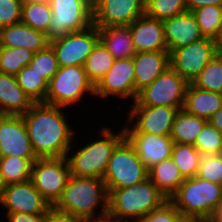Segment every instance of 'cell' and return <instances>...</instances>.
<instances>
[{
	"instance_id": "cell-1",
	"label": "cell",
	"mask_w": 222,
	"mask_h": 222,
	"mask_svg": "<svg viewBox=\"0 0 222 222\" xmlns=\"http://www.w3.org/2000/svg\"><path fill=\"white\" fill-rule=\"evenodd\" d=\"M64 108L35 103L22 115L33 151L38 158L66 157L77 133L69 125ZM75 141V142H73Z\"/></svg>"
},
{
	"instance_id": "cell-2",
	"label": "cell",
	"mask_w": 222,
	"mask_h": 222,
	"mask_svg": "<svg viewBox=\"0 0 222 222\" xmlns=\"http://www.w3.org/2000/svg\"><path fill=\"white\" fill-rule=\"evenodd\" d=\"M108 197L106 183L102 178L70 175L54 207L88 220L108 212Z\"/></svg>"
},
{
	"instance_id": "cell-3",
	"label": "cell",
	"mask_w": 222,
	"mask_h": 222,
	"mask_svg": "<svg viewBox=\"0 0 222 222\" xmlns=\"http://www.w3.org/2000/svg\"><path fill=\"white\" fill-rule=\"evenodd\" d=\"M99 132L97 134L98 140L90 139L89 143L84 144L75 152L73 151L74 144H72L66 155L70 175L103 179L112 153L125 138V133L123 128L115 133L111 127L106 126L102 127ZM71 151L74 154H71Z\"/></svg>"
},
{
	"instance_id": "cell-4",
	"label": "cell",
	"mask_w": 222,
	"mask_h": 222,
	"mask_svg": "<svg viewBox=\"0 0 222 222\" xmlns=\"http://www.w3.org/2000/svg\"><path fill=\"white\" fill-rule=\"evenodd\" d=\"M167 201L148 177L144 181L109 192L108 212L126 222H136Z\"/></svg>"
},
{
	"instance_id": "cell-5",
	"label": "cell",
	"mask_w": 222,
	"mask_h": 222,
	"mask_svg": "<svg viewBox=\"0 0 222 222\" xmlns=\"http://www.w3.org/2000/svg\"><path fill=\"white\" fill-rule=\"evenodd\" d=\"M169 201L191 222H206L222 201V185L186 178Z\"/></svg>"
},
{
	"instance_id": "cell-6",
	"label": "cell",
	"mask_w": 222,
	"mask_h": 222,
	"mask_svg": "<svg viewBox=\"0 0 222 222\" xmlns=\"http://www.w3.org/2000/svg\"><path fill=\"white\" fill-rule=\"evenodd\" d=\"M88 92L95 96V86L88 79L84 66L59 67L49 82L44 104L68 108L82 102Z\"/></svg>"
},
{
	"instance_id": "cell-7",
	"label": "cell",
	"mask_w": 222,
	"mask_h": 222,
	"mask_svg": "<svg viewBox=\"0 0 222 222\" xmlns=\"http://www.w3.org/2000/svg\"><path fill=\"white\" fill-rule=\"evenodd\" d=\"M148 178V169L133 146L124 138L114 149L103 176L108 193L113 189L133 186Z\"/></svg>"
},
{
	"instance_id": "cell-8",
	"label": "cell",
	"mask_w": 222,
	"mask_h": 222,
	"mask_svg": "<svg viewBox=\"0 0 222 222\" xmlns=\"http://www.w3.org/2000/svg\"><path fill=\"white\" fill-rule=\"evenodd\" d=\"M49 4L52 10L46 35L49 41L93 25L92 0H49Z\"/></svg>"
},
{
	"instance_id": "cell-9",
	"label": "cell",
	"mask_w": 222,
	"mask_h": 222,
	"mask_svg": "<svg viewBox=\"0 0 222 222\" xmlns=\"http://www.w3.org/2000/svg\"><path fill=\"white\" fill-rule=\"evenodd\" d=\"M188 84L169 66L150 85L138 92L137 98L131 106L183 108Z\"/></svg>"
},
{
	"instance_id": "cell-10",
	"label": "cell",
	"mask_w": 222,
	"mask_h": 222,
	"mask_svg": "<svg viewBox=\"0 0 222 222\" xmlns=\"http://www.w3.org/2000/svg\"><path fill=\"white\" fill-rule=\"evenodd\" d=\"M69 177L70 168L66 157L38 158L31 165V180L51 206L61 198Z\"/></svg>"
},
{
	"instance_id": "cell-11",
	"label": "cell",
	"mask_w": 222,
	"mask_h": 222,
	"mask_svg": "<svg viewBox=\"0 0 222 222\" xmlns=\"http://www.w3.org/2000/svg\"><path fill=\"white\" fill-rule=\"evenodd\" d=\"M218 42L202 38L169 53L170 66L188 83H192L218 54Z\"/></svg>"
},
{
	"instance_id": "cell-12",
	"label": "cell",
	"mask_w": 222,
	"mask_h": 222,
	"mask_svg": "<svg viewBox=\"0 0 222 222\" xmlns=\"http://www.w3.org/2000/svg\"><path fill=\"white\" fill-rule=\"evenodd\" d=\"M99 42V31L95 25L70 32L49 42L55 52L59 67L84 66L87 57Z\"/></svg>"
},
{
	"instance_id": "cell-13",
	"label": "cell",
	"mask_w": 222,
	"mask_h": 222,
	"mask_svg": "<svg viewBox=\"0 0 222 222\" xmlns=\"http://www.w3.org/2000/svg\"><path fill=\"white\" fill-rule=\"evenodd\" d=\"M179 109L167 106H131L127 113L124 133L170 135ZM132 123V124H131Z\"/></svg>"
},
{
	"instance_id": "cell-14",
	"label": "cell",
	"mask_w": 222,
	"mask_h": 222,
	"mask_svg": "<svg viewBox=\"0 0 222 222\" xmlns=\"http://www.w3.org/2000/svg\"><path fill=\"white\" fill-rule=\"evenodd\" d=\"M135 67L133 58L115 59L114 64L95 85V96L107 99L118 97L136 100L138 93L135 90ZM114 96V97H113Z\"/></svg>"
},
{
	"instance_id": "cell-15",
	"label": "cell",
	"mask_w": 222,
	"mask_h": 222,
	"mask_svg": "<svg viewBox=\"0 0 222 222\" xmlns=\"http://www.w3.org/2000/svg\"><path fill=\"white\" fill-rule=\"evenodd\" d=\"M93 25L129 26L145 14L146 0H92Z\"/></svg>"
},
{
	"instance_id": "cell-16",
	"label": "cell",
	"mask_w": 222,
	"mask_h": 222,
	"mask_svg": "<svg viewBox=\"0 0 222 222\" xmlns=\"http://www.w3.org/2000/svg\"><path fill=\"white\" fill-rule=\"evenodd\" d=\"M18 156L31 163L35 155L22 116L0 115V157Z\"/></svg>"
},
{
	"instance_id": "cell-17",
	"label": "cell",
	"mask_w": 222,
	"mask_h": 222,
	"mask_svg": "<svg viewBox=\"0 0 222 222\" xmlns=\"http://www.w3.org/2000/svg\"><path fill=\"white\" fill-rule=\"evenodd\" d=\"M1 208L6 213L46 214L51 205L35 188L31 179L4 186Z\"/></svg>"
},
{
	"instance_id": "cell-18",
	"label": "cell",
	"mask_w": 222,
	"mask_h": 222,
	"mask_svg": "<svg viewBox=\"0 0 222 222\" xmlns=\"http://www.w3.org/2000/svg\"><path fill=\"white\" fill-rule=\"evenodd\" d=\"M125 138L148 170L159 162L171 158L174 141L170 135L125 133Z\"/></svg>"
},
{
	"instance_id": "cell-19",
	"label": "cell",
	"mask_w": 222,
	"mask_h": 222,
	"mask_svg": "<svg viewBox=\"0 0 222 222\" xmlns=\"http://www.w3.org/2000/svg\"><path fill=\"white\" fill-rule=\"evenodd\" d=\"M136 52L167 50L164 24L146 13L129 25Z\"/></svg>"
},
{
	"instance_id": "cell-20",
	"label": "cell",
	"mask_w": 222,
	"mask_h": 222,
	"mask_svg": "<svg viewBox=\"0 0 222 222\" xmlns=\"http://www.w3.org/2000/svg\"><path fill=\"white\" fill-rule=\"evenodd\" d=\"M163 24L169 53L203 38L192 12H183L163 21Z\"/></svg>"
},
{
	"instance_id": "cell-21",
	"label": "cell",
	"mask_w": 222,
	"mask_h": 222,
	"mask_svg": "<svg viewBox=\"0 0 222 222\" xmlns=\"http://www.w3.org/2000/svg\"><path fill=\"white\" fill-rule=\"evenodd\" d=\"M133 61L135 67V90L137 93L150 85L170 66L169 52L167 50L136 52Z\"/></svg>"
},
{
	"instance_id": "cell-22",
	"label": "cell",
	"mask_w": 222,
	"mask_h": 222,
	"mask_svg": "<svg viewBox=\"0 0 222 222\" xmlns=\"http://www.w3.org/2000/svg\"><path fill=\"white\" fill-rule=\"evenodd\" d=\"M44 32L33 29L22 22L0 28V46L27 48L34 53L49 46Z\"/></svg>"
},
{
	"instance_id": "cell-23",
	"label": "cell",
	"mask_w": 222,
	"mask_h": 222,
	"mask_svg": "<svg viewBox=\"0 0 222 222\" xmlns=\"http://www.w3.org/2000/svg\"><path fill=\"white\" fill-rule=\"evenodd\" d=\"M34 104L14 75L0 73V115L22 116Z\"/></svg>"
},
{
	"instance_id": "cell-24",
	"label": "cell",
	"mask_w": 222,
	"mask_h": 222,
	"mask_svg": "<svg viewBox=\"0 0 222 222\" xmlns=\"http://www.w3.org/2000/svg\"><path fill=\"white\" fill-rule=\"evenodd\" d=\"M222 107V93L207 91L189 83L183 109L197 117L209 120Z\"/></svg>"
},
{
	"instance_id": "cell-25",
	"label": "cell",
	"mask_w": 222,
	"mask_h": 222,
	"mask_svg": "<svg viewBox=\"0 0 222 222\" xmlns=\"http://www.w3.org/2000/svg\"><path fill=\"white\" fill-rule=\"evenodd\" d=\"M99 41L115 59L133 58L136 54L129 26L98 28Z\"/></svg>"
},
{
	"instance_id": "cell-26",
	"label": "cell",
	"mask_w": 222,
	"mask_h": 222,
	"mask_svg": "<svg viewBox=\"0 0 222 222\" xmlns=\"http://www.w3.org/2000/svg\"><path fill=\"white\" fill-rule=\"evenodd\" d=\"M148 177L158 190L169 200L184 182L179 168L173 160L159 162L148 170Z\"/></svg>"
},
{
	"instance_id": "cell-27",
	"label": "cell",
	"mask_w": 222,
	"mask_h": 222,
	"mask_svg": "<svg viewBox=\"0 0 222 222\" xmlns=\"http://www.w3.org/2000/svg\"><path fill=\"white\" fill-rule=\"evenodd\" d=\"M208 120L179 109L174 118L170 137L174 143L194 145L199 133L203 130Z\"/></svg>"
},
{
	"instance_id": "cell-28",
	"label": "cell",
	"mask_w": 222,
	"mask_h": 222,
	"mask_svg": "<svg viewBox=\"0 0 222 222\" xmlns=\"http://www.w3.org/2000/svg\"><path fill=\"white\" fill-rule=\"evenodd\" d=\"M203 38L218 42L222 33V7L207 5L193 12Z\"/></svg>"
},
{
	"instance_id": "cell-29",
	"label": "cell",
	"mask_w": 222,
	"mask_h": 222,
	"mask_svg": "<svg viewBox=\"0 0 222 222\" xmlns=\"http://www.w3.org/2000/svg\"><path fill=\"white\" fill-rule=\"evenodd\" d=\"M32 163L22 157H0V177L4 186L31 179Z\"/></svg>"
},
{
	"instance_id": "cell-30",
	"label": "cell",
	"mask_w": 222,
	"mask_h": 222,
	"mask_svg": "<svg viewBox=\"0 0 222 222\" xmlns=\"http://www.w3.org/2000/svg\"><path fill=\"white\" fill-rule=\"evenodd\" d=\"M201 153L194 145L174 143L171 159L184 179L197 176Z\"/></svg>"
},
{
	"instance_id": "cell-31",
	"label": "cell",
	"mask_w": 222,
	"mask_h": 222,
	"mask_svg": "<svg viewBox=\"0 0 222 222\" xmlns=\"http://www.w3.org/2000/svg\"><path fill=\"white\" fill-rule=\"evenodd\" d=\"M115 58L108 52L106 47L99 41L89 54L84 64V69L88 79L94 86L102 79L111 66Z\"/></svg>"
},
{
	"instance_id": "cell-32",
	"label": "cell",
	"mask_w": 222,
	"mask_h": 222,
	"mask_svg": "<svg viewBox=\"0 0 222 222\" xmlns=\"http://www.w3.org/2000/svg\"><path fill=\"white\" fill-rule=\"evenodd\" d=\"M18 85L34 103H44L49 82L35 72L29 65L23 67L15 76Z\"/></svg>"
},
{
	"instance_id": "cell-33",
	"label": "cell",
	"mask_w": 222,
	"mask_h": 222,
	"mask_svg": "<svg viewBox=\"0 0 222 222\" xmlns=\"http://www.w3.org/2000/svg\"><path fill=\"white\" fill-rule=\"evenodd\" d=\"M52 10L49 2H23L21 22L35 30L44 32L51 22Z\"/></svg>"
},
{
	"instance_id": "cell-34",
	"label": "cell",
	"mask_w": 222,
	"mask_h": 222,
	"mask_svg": "<svg viewBox=\"0 0 222 222\" xmlns=\"http://www.w3.org/2000/svg\"><path fill=\"white\" fill-rule=\"evenodd\" d=\"M34 52L27 48L0 46V73L16 76L33 59Z\"/></svg>"
},
{
	"instance_id": "cell-35",
	"label": "cell",
	"mask_w": 222,
	"mask_h": 222,
	"mask_svg": "<svg viewBox=\"0 0 222 222\" xmlns=\"http://www.w3.org/2000/svg\"><path fill=\"white\" fill-rule=\"evenodd\" d=\"M192 83L200 89L222 93V50H219Z\"/></svg>"
},
{
	"instance_id": "cell-36",
	"label": "cell",
	"mask_w": 222,
	"mask_h": 222,
	"mask_svg": "<svg viewBox=\"0 0 222 222\" xmlns=\"http://www.w3.org/2000/svg\"><path fill=\"white\" fill-rule=\"evenodd\" d=\"M186 11L185 0H146L145 13L159 21H165Z\"/></svg>"
},
{
	"instance_id": "cell-37",
	"label": "cell",
	"mask_w": 222,
	"mask_h": 222,
	"mask_svg": "<svg viewBox=\"0 0 222 222\" xmlns=\"http://www.w3.org/2000/svg\"><path fill=\"white\" fill-rule=\"evenodd\" d=\"M29 66L48 82H50L59 69L55 52L50 45L44 50L34 53Z\"/></svg>"
},
{
	"instance_id": "cell-38",
	"label": "cell",
	"mask_w": 222,
	"mask_h": 222,
	"mask_svg": "<svg viewBox=\"0 0 222 222\" xmlns=\"http://www.w3.org/2000/svg\"><path fill=\"white\" fill-rule=\"evenodd\" d=\"M194 146L201 155L222 154V133L208 122L197 136Z\"/></svg>"
},
{
	"instance_id": "cell-39",
	"label": "cell",
	"mask_w": 222,
	"mask_h": 222,
	"mask_svg": "<svg viewBox=\"0 0 222 222\" xmlns=\"http://www.w3.org/2000/svg\"><path fill=\"white\" fill-rule=\"evenodd\" d=\"M197 177L222 185V154L201 155Z\"/></svg>"
},
{
	"instance_id": "cell-40",
	"label": "cell",
	"mask_w": 222,
	"mask_h": 222,
	"mask_svg": "<svg viewBox=\"0 0 222 222\" xmlns=\"http://www.w3.org/2000/svg\"><path fill=\"white\" fill-rule=\"evenodd\" d=\"M136 222H191L169 200Z\"/></svg>"
},
{
	"instance_id": "cell-41",
	"label": "cell",
	"mask_w": 222,
	"mask_h": 222,
	"mask_svg": "<svg viewBox=\"0 0 222 222\" xmlns=\"http://www.w3.org/2000/svg\"><path fill=\"white\" fill-rule=\"evenodd\" d=\"M22 0H0V28L21 22Z\"/></svg>"
},
{
	"instance_id": "cell-42",
	"label": "cell",
	"mask_w": 222,
	"mask_h": 222,
	"mask_svg": "<svg viewBox=\"0 0 222 222\" xmlns=\"http://www.w3.org/2000/svg\"><path fill=\"white\" fill-rule=\"evenodd\" d=\"M45 222H87V220L71 213L57 210L54 206H51L46 213Z\"/></svg>"
},
{
	"instance_id": "cell-43",
	"label": "cell",
	"mask_w": 222,
	"mask_h": 222,
	"mask_svg": "<svg viewBox=\"0 0 222 222\" xmlns=\"http://www.w3.org/2000/svg\"><path fill=\"white\" fill-rule=\"evenodd\" d=\"M6 222H45L46 214L6 213Z\"/></svg>"
},
{
	"instance_id": "cell-44",
	"label": "cell",
	"mask_w": 222,
	"mask_h": 222,
	"mask_svg": "<svg viewBox=\"0 0 222 222\" xmlns=\"http://www.w3.org/2000/svg\"><path fill=\"white\" fill-rule=\"evenodd\" d=\"M185 3L189 12L207 5L222 7V0H185Z\"/></svg>"
},
{
	"instance_id": "cell-45",
	"label": "cell",
	"mask_w": 222,
	"mask_h": 222,
	"mask_svg": "<svg viewBox=\"0 0 222 222\" xmlns=\"http://www.w3.org/2000/svg\"><path fill=\"white\" fill-rule=\"evenodd\" d=\"M87 222H126V221H123L120 218L115 217L111 213L106 212L104 214L88 219Z\"/></svg>"
},
{
	"instance_id": "cell-46",
	"label": "cell",
	"mask_w": 222,
	"mask_h": 222,
	"mask_svg": "<svg viewBox=\"0 0 222 222\" xmlns=\"http://www.w3.org/2000/svg\"><path fill=\"white\" fill-rule=\"evenodd\" d=\"M208 122L222 133V107L218 109L214 115H212Z\"/></svg>"
},
{
	"instance_id": "cell-47",
	"label": "cell",
	"mask_w": 222,
	"mask_h": 222,
	"mask_svg": "<svg viewBox=\"0 0 222 222\" xmlns=\"http://www.w3.org/2000/svg\"><path fill=\"white\" fill-rule=\"evenodd\" d=\"M206 222H222V201L217 205L213 214Z\"/></svg>"
},
{
	"instance_id": "cell-48",
	"label": "cell",
	"mask_w": 222,
	"mask_h": 222,
	"mask_svg": "<svg viewBox=\"0 0 222 222\" xmlns=\"http://www.w3.org/2000/svg\"><path fill=\"white\" fill-rule=\"evenodd\" d=\"M3 192H4V185L2 183L1 177H0V204L3 198Z\"/></svg>"
},
{
	"instance_id": "cell-49",
	"label": "cell",
	"mask_w": 222,
	"mask_h": 222,
	"mask_svg": "<svg viewBox=\"0 0 222 222\" xmlns=\"http://www.w3.org/2000/svg\"><path fill=\"white\" fill-rule=\"evenodd\" d=\"M23 2H49V0H22Z\"/></svg>"
},
{
	"instance_id": "cell-50",
	"label": "cell",
	"mask_w": 222,
	"mask_h": 222,
	"mask_svg": "<svg viewBox=\"0 0 222 222\" xmlns=\"http://www.w3.org/2000/svg\"><path fill=\"white\" fill-rule=\"evenodd\" d=\"M218 47H219V50H222V33H221V36L218 40Z\"/></svg>"
}]
</instances>
